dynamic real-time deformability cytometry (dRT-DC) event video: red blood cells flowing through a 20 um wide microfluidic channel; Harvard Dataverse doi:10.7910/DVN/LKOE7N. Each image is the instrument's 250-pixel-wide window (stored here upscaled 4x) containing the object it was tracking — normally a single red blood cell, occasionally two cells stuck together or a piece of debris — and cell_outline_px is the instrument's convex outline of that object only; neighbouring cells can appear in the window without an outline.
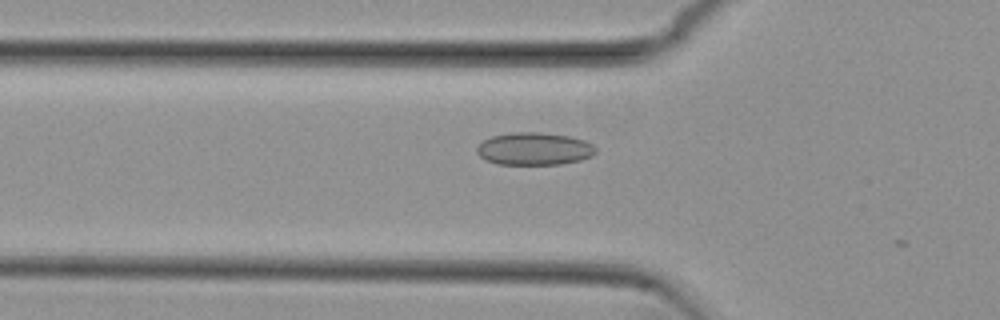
{"species": "common noctule bat (a hibernating species)", "species_latin": "Nyctalus noctula", "temperature_condition": "cold", "stored_images_in_passage": 6, "camera_frame_rate_fps": 3000, "um_per_image_px": 0.085, "animal": {"sex": "female", "body_mass_g": 29.2, "forearm_length_mm": 56.3}, "frame": {"image": 1, "passage_image": 5, "time_ms": 1.333, "image_size_px": [1000, 320], "cell_outline_px": [[596, 152], [592, 156], [580, 160], [560, 164], [496, 164], [484, 160], [476, 152], [476, 148], [484, 140], [492, 136], [512, 132], [540, 132], [568, 136], [584, 140], [592, 144], [596, 148]], "centroid_in_image_um": [45.39, 12.65], "position_along_channel_um": 80.4, "area_um2": 22.6}}